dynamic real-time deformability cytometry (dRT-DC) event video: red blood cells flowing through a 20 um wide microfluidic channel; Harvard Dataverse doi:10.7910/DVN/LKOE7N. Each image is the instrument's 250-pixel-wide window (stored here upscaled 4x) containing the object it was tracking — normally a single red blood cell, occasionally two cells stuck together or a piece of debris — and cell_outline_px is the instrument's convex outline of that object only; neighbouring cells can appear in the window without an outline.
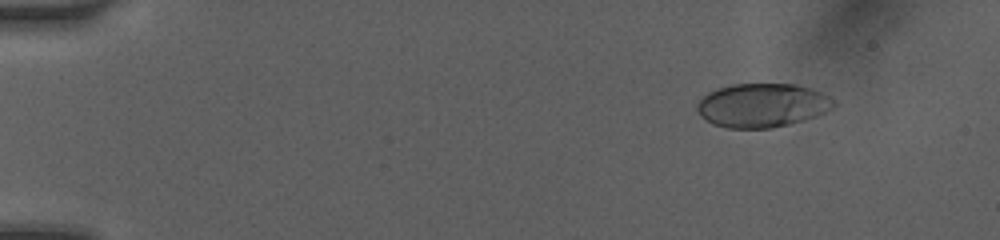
{"species": "human", "species_latin": "Homo sapiens", "temperature_condition": "room temperature", "stored_images_in_passage": 34, "camera_frame_rate_fps": 3000, "um_per_image_px": 0.085, "donor": {"sex": "female"}, "frame": {"image": 1, "passage_image": 8, "time_ms": 1.667, "image_size_px": [1000, 240], "cell_outline_px": [[836, 104], [832, 108], [816, 116], [804, 120], [772, 128], [728, 128], [712, 124], [700, 116], [696, 108], [696, 104], [708, 92], [716, 88], [732, 84], [796, 84], [812, 88], [828, 96]], "centroid_in_image_um": [64.76, 8.95], "position_along_channel_um": 20.2, "area_um2": 34.97}}
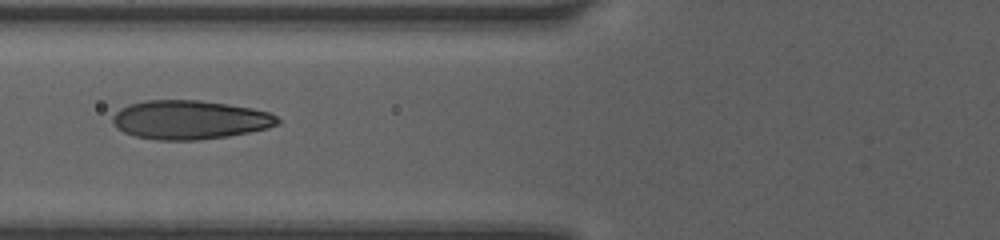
{"frame": {"image": 2, "passage_image": 27, "time_ms": 6.667, "image_size_px": [1000, 240], "cell_outline_px": [[280, 124], [268, 128], [228, 136], [196, 140], [156, 140], [136, 136], [124, 132], [116, 128], [112, 120], [112, 116], [120, 108], [128, 104], [144, 100], [200, 100], [228, 104], [252, 108], [268, 112], [276, 116], [280, 120]], "centroid_in_image_um": [16.11, 10.18], "position_along_channel_um": 109.7, "area_um2": 37.51}}
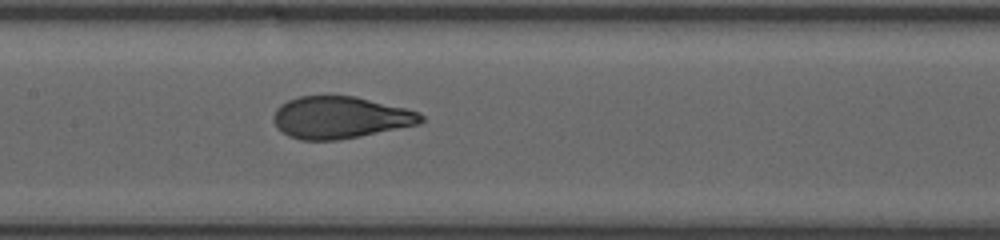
{"frame": {"image": 3, "passage_image": 34, "time_ms": 8.333, "image_size_px": [1000, 240], "cell_outline_px": [[424, 120], [420, 124], [360, 136], [336, 140], [300, 140], [288, 136], [276, 128], [272, 120], [272, 116], [276, 108], [280, 104], [288, 100], [300, 96], [356, 96], [420, 112], [424, 116]], "centroid_in_image_um": [28.88, 9.99], "position_along_channel_um": 178.5, "area_um2": 36.3}}